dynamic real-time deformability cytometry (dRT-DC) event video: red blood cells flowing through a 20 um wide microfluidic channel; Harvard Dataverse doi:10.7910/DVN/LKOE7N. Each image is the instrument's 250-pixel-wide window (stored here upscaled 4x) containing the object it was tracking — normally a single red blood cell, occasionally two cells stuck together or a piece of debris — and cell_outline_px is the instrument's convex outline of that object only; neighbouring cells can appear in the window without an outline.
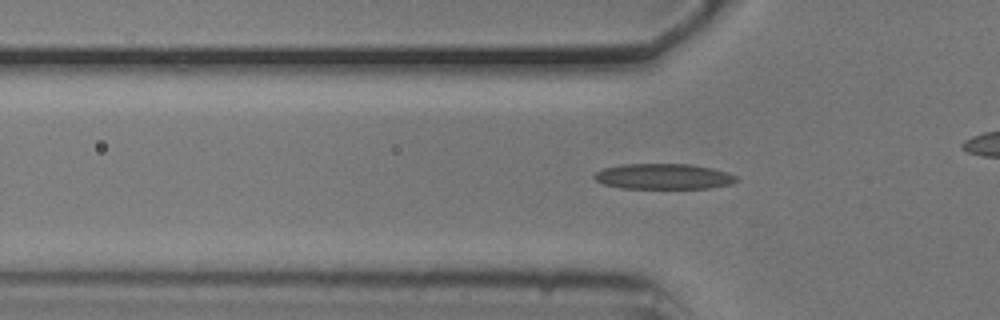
{"species": "common noctule bat (a hibernating species)", "species_latin": "Nyctalus noctula", "temperature_condition": "cold", "stored_images_in_passage": 36, "camera_frame_rate_fps": 3000, "um_per_image_px": 0.085, "animal": {"sex": "male", "body_mass_g": 20.5, "forearm_length_mm": 52.5}, "frame": {"image": 1, "passage_image": 9, "time_ms": 2.667, "image_size_px": [1000, 320], "cell_outline_px": [[740, 180], [732, 184], [708, 188], [620, 188], [604, 184], [596, 180], [592, 176], [596, 172], [604, 168], [624, 164], [688, 164], [712, 168], [728, 172], [736, 176]], "centroid_in_image_um": [56.42, 15.0], "position_along_channel_um": 69.4, "area_um2": 21.15}}
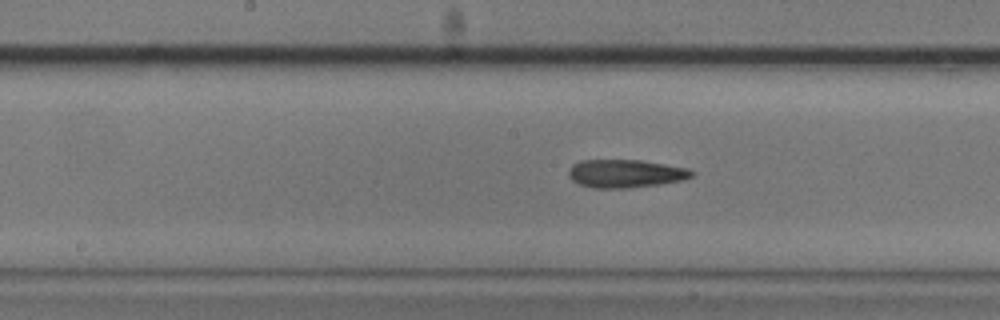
{"frame": {"image": 2, "passage_image": 19, "time_ms": 6.0, "image_size_px": [1000, 320], "cell_outline_px": [[696, 172], [692, 176], [684, 180], [660, 184], [628, 188], [596, 188], [580, 184], [572, 180], [568, 176], [568, 172], [572, 164], [580, 160], [640, 160], [688, 168]], "centroid_in_image_um": [53.18, 14.75], "position_along_channel_um": 195.0, "area_um2": 20.23}}
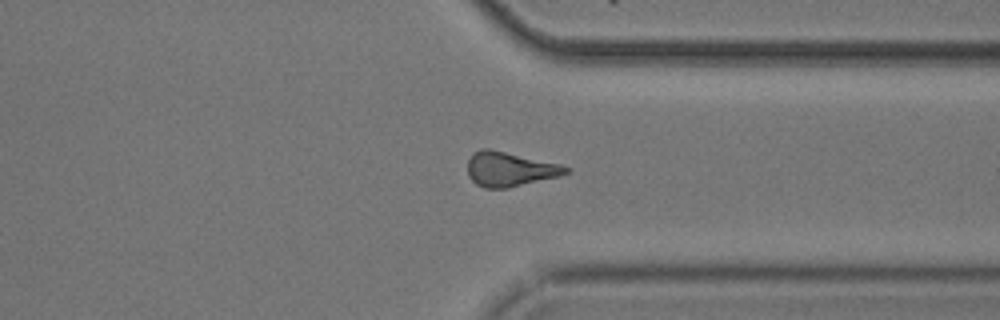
{"frame": {"image": 3, "passage_image": 33, "time_ms": 10.667, "image_size_px": [1000, 320], "cell_outline_px": [[572, 168], [568, 172], [560, 176], [508, 188], [484, 188], [476, 184], [468, 176], [468, 160], [472, 152], [480, 148], [488, 148], [560, 164]], "centroid_in_image_um": [43.31, 14.38], "position_along_channel_um": 368.1, "area_um2": 19.83}}